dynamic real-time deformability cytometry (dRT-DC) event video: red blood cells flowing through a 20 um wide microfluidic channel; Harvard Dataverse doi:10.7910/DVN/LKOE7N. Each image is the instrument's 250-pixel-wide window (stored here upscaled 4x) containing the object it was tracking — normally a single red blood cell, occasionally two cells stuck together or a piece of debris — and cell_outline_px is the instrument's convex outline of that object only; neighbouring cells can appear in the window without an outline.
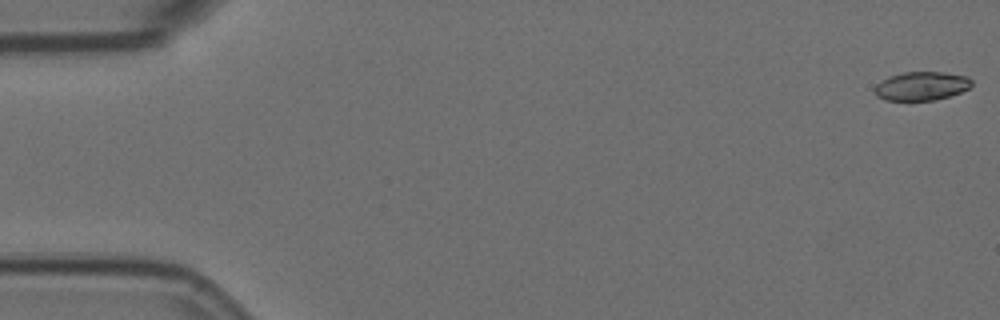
{"species": "Egyptian fruit bat (a non-hibernating species)", "species_latin": "Rousettus aegyptiacus", "temperature_condition": "room temperature", "stored_images_in_passage": 4, "camera_frame_rate_fps": 3000, "um_per_image_px": 0.085, "animal": {"sex": "female"}, "frame": {"image": 1, "passage_image": 1, "time_ms": 0.0, "image_size_px": [1000, 320], "cell_outline_px": [[972, 84], [968, 88], [960, 92], [936, 100], [884, 100], [876, 96], [876, 84], [892, 76], [904, 72], [944, 72], [968, 76], [972, 80]], "centroid_in_image_um": [78.36, 7.31], "position_along_channel_um": 6.6, "area_um2": 16.01}}